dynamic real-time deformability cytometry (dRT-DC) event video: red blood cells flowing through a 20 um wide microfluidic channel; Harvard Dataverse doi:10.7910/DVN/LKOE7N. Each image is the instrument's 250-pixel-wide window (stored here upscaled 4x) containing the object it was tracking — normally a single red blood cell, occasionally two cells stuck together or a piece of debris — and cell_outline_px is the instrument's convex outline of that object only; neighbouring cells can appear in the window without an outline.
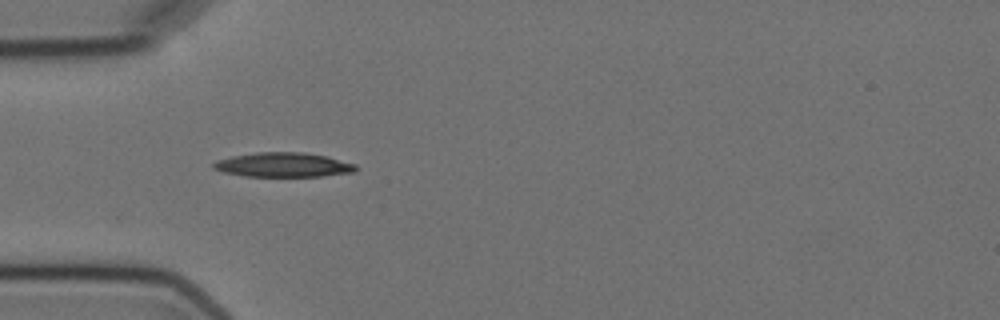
{"species": "Egyptian fruit bat (a non-hibernating species)", "species_latin": "Rousettus aegyptiacus", "temperature_condition": "cold", "stored_images_in_passage": 4, "camera_frame_rate_fps": 3000, "um_per_image_px": 0.085, "animal": {"sex": "female"}, "frame": {"image": 1, "passage_image": 3, "time_ms": 2.333, "image_size_px": [1000, 320], "cell_outline_px": [[360, 168], [356, 172], [320, 176], [244, 176], [224, 172], [212, 168], [212, 164], [216, 160], [232, 156], [256, 152], [304, 152], [324, 156], [356, 164]], "centroid_in_image_um": [24.09, 14.01], "position_along_channel_um": 60.9, "area_um2": 20.29}}
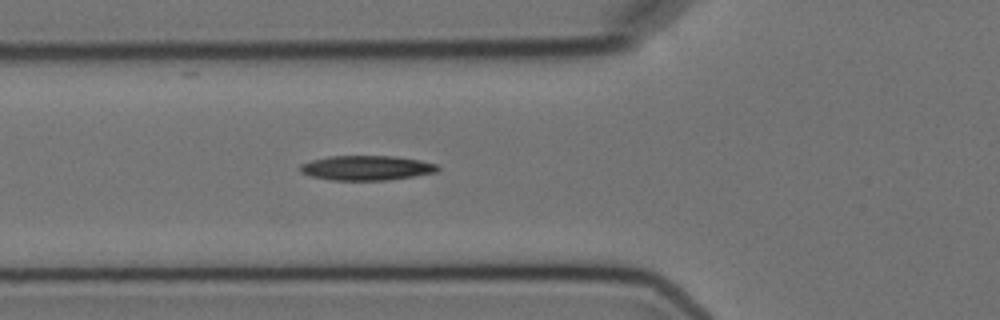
{"frame": {"image": 2, "passage_image": 4, "time_ms": 3.333, "image_size_px": [1000, 320], "cell_outline_px": [[440, 168], [436, 172], [388, 180], [332, 180], [312, 176], [300, 172], [300, 164], [312, 160], [328, 156], [396, 156], [420, 160], [436, 164]], "centroid_in_image_um": [31.15, 14.26], "position_along_channel_um": 94.7, "area_um2": 19.71}}